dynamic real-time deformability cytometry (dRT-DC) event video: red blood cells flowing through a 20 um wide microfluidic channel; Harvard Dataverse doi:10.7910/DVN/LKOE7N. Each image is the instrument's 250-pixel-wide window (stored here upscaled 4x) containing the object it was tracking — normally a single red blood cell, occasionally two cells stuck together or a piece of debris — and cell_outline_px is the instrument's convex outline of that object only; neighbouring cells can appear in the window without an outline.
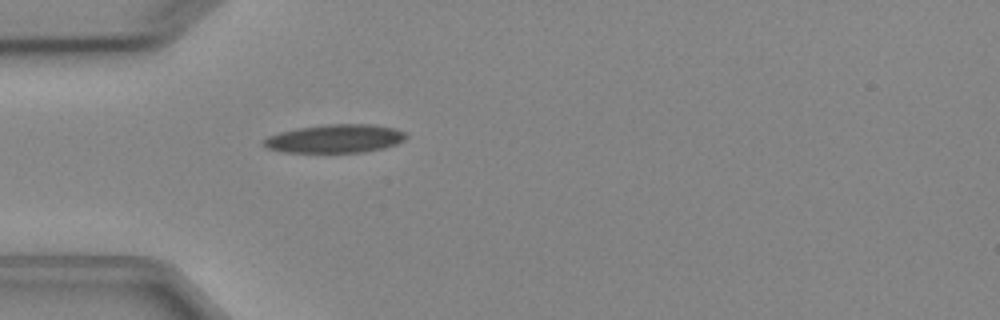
{"species": "Egyptian fruit bat (a non-hibernating species)", "species_latin": "Rousettus aegyptiacus", "temperature_condition": "cold", "stored_images_in_passage": 4, "camera_frame_rate_fps": 3000, "um_per_image_px": 0.085, "animal": {"sex": "female"}, "frame": {"image": 1, "passage_image": 4, "time_ms": 3.667, "image_size_px": [1000, 320], "cell_outline_px": [[408, 136], [404, 140], [396, 144], [384, 148], [364, 152], [284, 152], [268, 148], [260, 144], [260, 140], [268, 136], [280, 132], [296, 128], [324, 124], [372, 124], [396, 128], [404, 132]], "centroid_in_image_um": [28.46, 11.78], "position_along_channel_um": 56.5, "area_um2": 23.81}}